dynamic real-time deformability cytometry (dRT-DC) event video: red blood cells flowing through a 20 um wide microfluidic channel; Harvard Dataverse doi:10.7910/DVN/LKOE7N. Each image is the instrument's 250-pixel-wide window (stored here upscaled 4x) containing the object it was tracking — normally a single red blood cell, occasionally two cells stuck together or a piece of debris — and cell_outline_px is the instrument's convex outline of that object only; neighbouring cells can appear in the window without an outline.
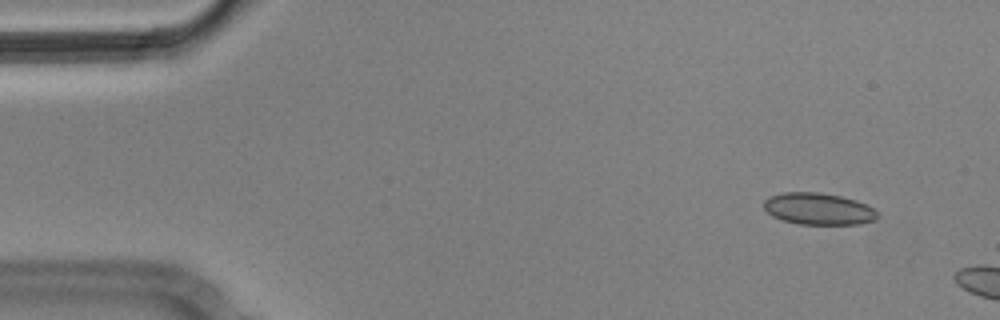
{"species": "Egyptian fruit bat (a non-hibernating species)", "species_latin": "Rousettus aegyptiacus", "temperature_condition": "cold", "stored_images_in_passage": 5, "camera_frame_rate_fps": 3000, "um_per_image_px": 0.085, "animal": {"sex": "male"}, "frame": {"image": 1, "passage_image": 2, "time_ms": 0.333, "image_size_px": [1000, 320], "cell_outline_px": [[876, 216], [872, 220], [860, 224], [800, 224], [784, 220], [772, 216], [764, 208], [764, 200], [768, 196], [784, 192], [820, 192], [840, 196], [856, 200], [868, 204], [876, 212]], "centroid_in_image_um": [69.53, 17.74], "position_along_channel_um": 15.5, "area_um2": 20.92}}